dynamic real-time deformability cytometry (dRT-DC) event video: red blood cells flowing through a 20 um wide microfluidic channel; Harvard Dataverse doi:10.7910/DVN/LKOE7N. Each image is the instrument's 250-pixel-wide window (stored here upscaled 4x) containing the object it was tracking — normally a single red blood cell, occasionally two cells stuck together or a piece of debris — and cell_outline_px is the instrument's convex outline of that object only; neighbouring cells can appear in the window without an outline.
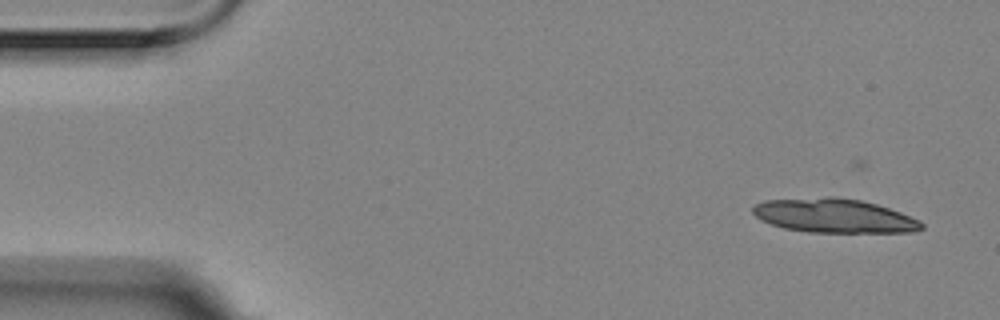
{"species": "Egyptian fruit bat (a non-hibernating species)", "species_latin": "Rousettus aegyptiacus", "temperature_condition": "room temperature", "stored_images_in_passage": 9, "segment_of_instrument_passage": [1, 2], "camera_frame_rate_fps": 3000, "um_per_image_px": 0.085, "animal": {"sex": "female"}, "frame": {"image": 1, "passage_image": 2, "time_ms": 0.333, "image_size_px": [1000, 320], "cell_outline_px": [[924, 228], [912, 232], [808, 232], [784, 228], [772, 224], [756, 216], [752, 212], [752, 204], [764, 200], [828, 196], [832, 196], [860, 200], [876, 204], [900, 212], [920, 220], [924, 224]], "centroid_in_image_um": [70.89, 18.33], "position_along_channel_um": 14.1, "area_um2": 33.52}}